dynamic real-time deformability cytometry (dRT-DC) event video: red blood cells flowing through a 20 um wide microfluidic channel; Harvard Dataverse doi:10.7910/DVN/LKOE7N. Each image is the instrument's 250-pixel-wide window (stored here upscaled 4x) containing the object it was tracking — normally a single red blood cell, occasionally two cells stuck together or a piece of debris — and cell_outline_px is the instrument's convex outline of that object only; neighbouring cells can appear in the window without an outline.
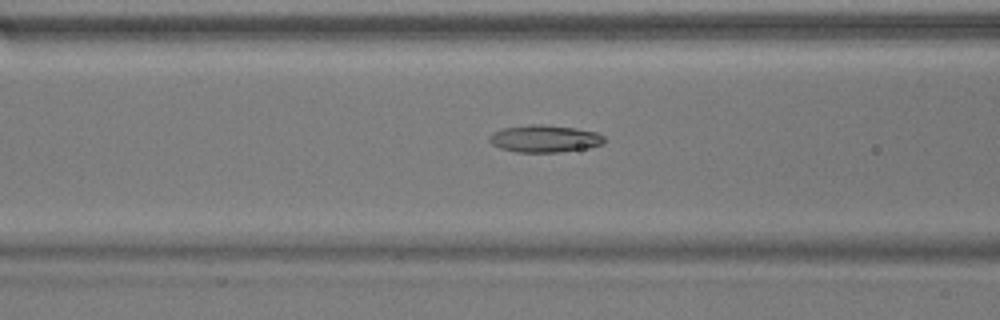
{"species": "common noctule bat (a hibernating species)", "species_latin": "Nyctalus noctula", "temperature_condition": "warm", "stored_images_in_passage": 34, "camera_frame_rate_fps": 3000, "um_per_image_px": 0.085, "animal": {"sex": "male", "body_mass_g": 17.9}, "frame": {"image": 1, "passage_image": 8, "time_ms": 2.333, "image_size_px": [1000, 320], "cell_outline_px": [[604, 144], [588, 148], [560, 152], [516, 152], [500, 148], [492, 144], [488, 140], [488, 136], [504, 128], [532, 124], [540, 124], [576, 128], [596, 132], [604, 136]], "centroid_in_image_um": [46.31, 11.79], "position_along_channel_um": 120.3, "area_um2": 18.21}}
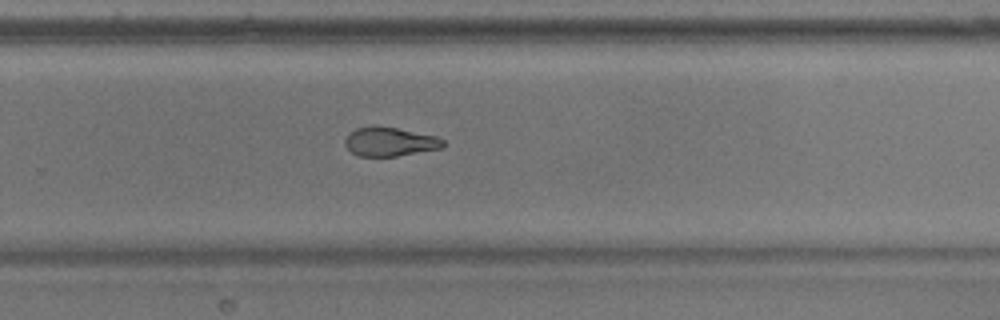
{"frame": {"image": 2, "passage_image": 22, "time_ms": 7.0, "image_size_px": [1000, 320], "cell_outline_px": [[444, 144], [440, 148], [396, 156], [360, 156], [352, 152], [344, 144], [344, 140], [356, 128], [376, 124], [436, 136], [444, 140]], "centroid_in_image_um": [33.11, 12.03], "position_along_channel_um": 296.7, "area_um2": 16.42}}
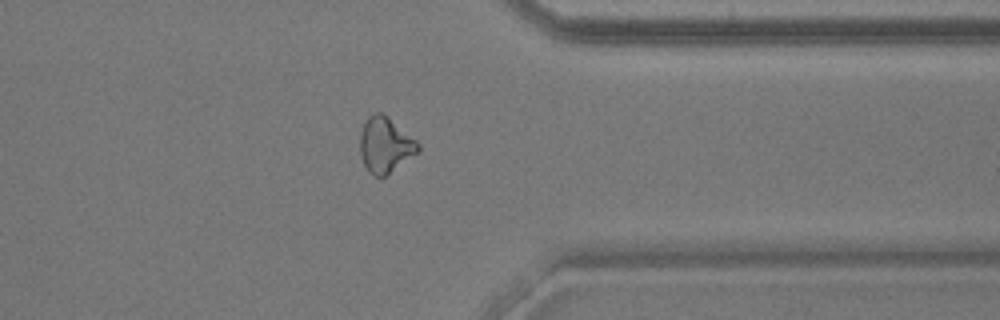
{"frame": {"image": 3, "passage_image": 29, "time_ms": 9.333, "image_size_px": [1000, 320], "cell_outline_px": [[420, 152], [384, 176], [376, 176], [368, 172], [360, 156], [360, 132], [368, 116], [372, 112], [380, 112], [388, 116], [416, 140], [420, 144]], "centroid_in_image_um": [32.75, 12.31], "position_along_channel_um": 378.7, "area_um2": 18.84}}